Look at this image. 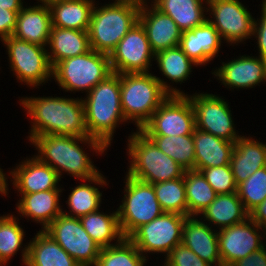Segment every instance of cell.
<instances>
[{
    "label": "cell",
    "mask_w": 266,
    "mask_h": 266,
    "mask_svg": "<svg viewBox=\"0 0 266 266\" xmlns=\"http://www.w3.org/2000/svg\"><path fill=\"white\" fill-rule=\"evenodd\" d=\"M77 141L88 144L99 154L107 149L100 140L90 136L80 138L64 135H38L31 140V143L39 150L36 157L41 162L50 165L59 177L62 176L61 172L65 171L91 184L94 182L96 185H107L103 175L99 173Z\"/></svg>",
    "instance_id": "obj_1"
},
{
    "label": "cell",
    "mask_w": 266,
    "mask_h": 266,
    "mask_svg": "<svg viewBox=\"0 0 266 266\" xmlns=\"http://www.w3.org/2000/svg\"><path fill=\"white\" fill-rule=\"evenodd\" d=\"M33 119L29 141L38 135L87 137L83 101L80 98L30 97L20 99Z\"/></svg>",
    "instance_id": "obj_2"
},
{
    "label": "cell",
    "mask_w": 266,
    "mask_h": 266,
    "mask_svg": "<svg viewBox=\"0 0 266 266\" xmlns=\"http://www.w3.org/2000/svg\"><path fill=\"white\" fill-rule=\"evenodd\" d=\"M120 93L123 115L126 121L133 120L138 130L170 95H185L151 73L120 74Z\"/></svg>",
    "instance_id": "obj_3"
},
{
    "label": "cell",
    "mask_w": 266,
    "mask_h": 266,
    "mask_svg": "<svg viewBox=\"0 0 266 266\" xmlns=\"http://www.w3.org/2000/svg\"><path fill=\"white\" fill-rule=\"evenodd\" d=\"M87 94L82 101L88 135L108 148L117 124L126 122L121 107L120 74L112 73Z\"/></svg>",
    "instance_id": "obj_4"
},
{
    "label": "cell",
    "mask_w": 266,
    "mask_h": 266,
    "mask_svg": "<svg viewBox=\"0 0 266 266\" xmlns=\"http://www.w3.org/2000/svg\"><path fill=\"white\" fill-rule=\"evenodd\" d=\"M141 6L116 0L93 8L88 36L91 49L110 54L128 31L139 22Z\"/></svg>",
    "instance_id": "obj_5"
},
{
    "label": "cell",
    "mask_w": 266,
    "mask_h": 266,
    "mask_svg": "<svg viewBox=\"0 0 266 266\" xmlns=\"http://www.w3.org/2000/svg\"><path fill=\"white\" fill-rule=\"evenodd\" d=\"M127 147L131 158L127 174L134 179L156 184L183 177L185 169L140 130L129 136Z\"/></svg>",
    "instance_id": "obj_6"
},
{
    "label": "cell",
    "mask_w": 266,
    "mask_h": 266,
    "mask_svg": "<svg viewBox=\"0 0 266 266\" xmlns=\"http://www.w3.org/2000/svg\"><path fill=\"white\" fill-rule=\"evenodd\" d=\"M112 73L109 55L93 49L64 59L52 68V76L65 91L89 92Z\"/></svg>",
    "instance_id": "obj_7"
},
{
    "label": "cell",
    "mask_w": 266,
    "mask_h": 266,
    "mask_svg": "<svg viewBox=\"0 0 266 266\" xmlns=\"http://www.w3.org/2000/svg\"><path fill=\"white\" fill-rule=\"evenodd\" d=\"M124 199L117 209L119 227L128 238L141 225L153 221L164 211L156 198L153 184L126 175Z\"/></svg>",
    "instance_id": "obj_8"
},
{
    "label": "cell",
    "mask_w": 266,
    "mask_h": 266,
    "mask_svg": "<svg viewBox=\"0 0 266 266\" xmlns=\"http://www.w3.org/2000/svg\"><path fill=\"white\" fill-rule=\"evenodd\" d=\"M10 68L20 82L29 86H40L52 77V66L44 46L18 39L13 35L5 38Z\"/></svg>",
    "instance_id": "obj_9"
},
{
    "label": "cell",
    "mask_w": 266,
    "mask_h": 266,
    "mask_svg": "<svg viewBox=\"0 0 266 266\" xmlns=\"http://www.w3.org/2000/svg\"><path fill=\"white\" fill-rule=\"evenodd\" d=\"M44 231L80 266H95L102 248L84 230L79 218L61 213Z\"/></svg>",
    "instance_id": "obj_10"
},
{
    "label": "cell",
    "mask_w": 266,
    "mask_h": 266,
    "mask_svg": "<svg viewBox=\"0 0 266 266\" xmlns=\"http://www.w3.org/2000/svg\"><path fill=\"white\" fill-rule=\"evenodd\" d=\"M195 111L187 95H170L141 128L145 135L181 136L193 134Z\"/></svg>",
    "instance_id": "obj_11"
},
{
    "label": "cell",
    "mask_w": 266,
    "mask_h": 266,
    "mask_svg": "<svg viewBox=\"0 0 266 266\" xmlns=\"http://www.w3.org/2000/svg\"><path fill=\"white\" fill-rule=\"evenodd\" d=\"M185 218L179 213L163 212L153 221L141 225L128 238L142 254L158 252L167 256L181 244Z\"/></svg>",
    "instance_id": "obj_12"
},
{
    "label": "cell",
    "mask_w": 266,
    "mask_h": 266,
    "mask_svg": "<svg viewBox=\"0 0 266 266\" xmlns=\"http://www.w3.org/2000/svg\"><path fill=\"white\" fill-rule=\"evenodd\" d=\"M153 57L155 53L140 22L128 31L109 54L112 72L117 74L149 73Z\"/></svg>",
    "instance_id": "obj_13"
},
{
    "label": "cell",
    "mask_w": 266,
    "mask_h": 266,
    "mask_svg": "<svg viewBox=\"0 0 266 266\" xmlns=\"http://www.w3.org/2000/svg\"><path fill=\"white\" fill-rule=\"evenodd\" d=\"M213 19L208 21L218 31L221 38L229 43H240L253 35L254 18L239 0H207Z\"/></svg>",
    "instance_id": "obj_14"
},
{
    "label": "cell",
    "mask_w": 266,
    "mask_h": 266,
    "mask_svg": "<svg viewBox=\"0 0 266 266\" xmlns=\"http://www.w3.org/2000/svg\"><path fill=\"white\" fill-rule=\"evenodd\" d=\"M188 97L194 107L197 129L234 143L239 139L231 110L224 99L206 93Z\"/></svg>",
    "instance_id": "obj_15"
},
{
    "label": "cell",
    "mask_w": 266,
    "mask_h": 266,
    "mask_svg": "<svg viewBox=\"0 0 266 266\" xmlns=\"http://www.w3.org/2000/svg\"><path fill=\"white\" fill-rule=\"evenodd\" d=\"M262 228L250 218L229 227L220 228L218 233L219 253L222 266H231L265 244L261 241L265 235H260Z\"/></svg>",
    "instance_id": "obj_16"
},
{
    "label": "cell",
    "mask_w": 266,
    "mask_h": 266,
    "mask_svg": "<svg viewBox=\"0 0 266 266\" xmlns=\"http://www.w3.org/2000/svg\"><path fill=\"white\" fill-rule=\"evenodd\" d=\"M147 4L141 5L139 22L144 27L152 51H159L179 46L182 31L176 22L162 13L153 4L151 9Z\"/></svg>",
    "instance_id": "obj_17"
},
{
    "label": "cell",
    "mask_w": 266,
    "mask_h": 266,
    "mask_svg": "<svg viewBox=\"0 0 266 266\" xmlns=\"http://www.w3.org/2000/svg\"><path fill=\"white\" fill-rule=\"evenodd\" d=\"M212 74L228 88H253L260 82H266V62L262 58L240 56L222 66Z\"/></svg>",
    "instance_id": "obj_18"
},
{
    "label": "cell",
    "mask_w": 266,
    "mask_h": 266,
    "mask_svg": "<svg viewBox=\"0 0 266 266\" xmlns=\"http://www.w3.org/2000/svg\"><path fill=\"white\" fill-rule=\"evenodd\" d=\"M13 185L21 194H31L58 188V173L48 164L41 162L36 156L26 159L10 172Z\"/></svg>",
    "instance_id": "obj_19"
},
{
    "label": "cell",
    "mask_w": 266,
    "mask_h": 266,
    "mask_svg": "<svg viewBox=\"0 0 266 266\" xmlns=\"http://www.w3.org/2000/svg\"><path fill=\"white\" fill-rule=\"evenodd\" d=\"M181 243L211 266H222L218 233L195 216H186Z\"/></svg>",
    "instance_id": "obj_20"
},
{
    "label": "cell",
    "mask_w": 266,
    "mask_h": 266,
    "mask_svg": "<svg viewBox=\"0 0 266 266\" xmlns=\"http://www.w3.org/2000/svg\"><path fill=\"white\" fill-rule=\"evenodd\" d=\"M221 36L208 19L192 30L182 32L179 47L197 65L213 60L221 46Z\"/></svg>",
    "instance_id": "obj_21"
},
{
    "label": "cell",
    "mask_w": 266,
    "mask_h": 266,
    "mask_svg": "<svg viewBox=\"0 0 266 266\" xmlns=\"http://www.w3.org/2000/svg\"><path fill=\"white\" fill-rule=\"evenodd\" d=\"M51 27V11L48 4L23 7L18 13L13 36L46 47Z\"/></svg>",
    "instance_id": "obj_22"
},
{
    "label": "cell",
    "mask_w": 266,
    "mask_h": 266,
    "mask_svg": "<svg viewBox=\"0 0 266 266\" xmlns=\"http://www.w3.org/2000/svg\"><path fill=\"white\" fill-rule=\"evenodd\" d=\"M22 250L26 266H80L52 237L40 230Z\"/></svg>",
    "instance_id": "obj_23"
},
{
    "label": "cell",
    "mask_w": 266,
    "mask_h": 266,
    "mask_svg": "<svg viewBox=\"0 0 266 266\" xmlns=\"http://www.w3.org/2000/svg\"><path fill=\"white\" fill-rule=\"evenodd\" d=\"M195 170L229 165L235 143L195 128L193 132Z\"/></svg>",
    "instance_id": "obj_24"
},
{
    "label": "cell",
    "mask_w": 266,
    "mask_h": 266,
    "mask_svg": "<svg viewBox=\"0 0 266 266\" xmlns=\"http://www.w3.org/2000/svg\"><path fill=\"white\" fill-rule=\"evenodd\" d=\"M266 166V144L244 136L235 142L230 167L236 184H240L258 169Z\"/></svg>",
    "instance_id": "obj_25"
},
{
    "label": "cell",
    "mask_w": 266,
    "mask_h": 266,
    "mask_svg": "<svg viewBox=\"0 0 266 266\" xmlns=\"http://www.w3.org/2000/svg\"><path fill=\"white\" fill-rule=\"evenodd\" d=\"M48 58L52 68L60 61L91 50L88 31L51 27ZM51 53V54H50Z\"/></svg>",
    "instance_id": "obj_26"
},
{
    "label": "cell",
    "mask_w": 266,
    "mask_h": 266,
    "mask_svg": "<svg viewBox=\"0 0 266 266\" xmlns=\"http://www.w3.org/2000/svg\"><path fill=\"white\" fill-rule=\"evenodd\" d=\"M59 192H62V190L53 189L21 194V199L17 204V212L22 216L32 218L37 223H42V229L44 230L63 211L59 205L61 195Z\"/></svg>",
    "instance_id": "obj_27"
},
{
    "label": "cell",
    "mask_w": 266,
    "mask_h": 266,
    "mask_svg": "<svg viewBox=\"0 0 266 266\" xmlns=\"http://www.w3.org/2000/svg\"><path fill=\"white\" fill-rule=\"evenodd\" d=\"M48 5L53 27L88 31L93 0H56Z\"/></svg>",
    "instance_id": "obj_28"
},
{
    "label": "cell",
    "mask_w": 266,
    "mask_h": 266,
    "mask_svg": "<svg viewBox=\"0 0 266 266\" xmlns=\"http://www.w3.org/2000/svg\"><path fill=\"white\" fill-rule=\"evenodd\" d=\"M205 220L221 228L239 224L249 218L237 192L218 194L216 199L201 213Z\"/></svg>",
    "instance_id": "obj_29"
},
{
    "label": "cell",
    "mask_w": 266,
    "mask_h": 266,
    "mask_svg": "<svg viewBox=\"0 0 266 266\" xmlns=\"http://www.w3.org/2000/svg\"><path fill=\"white\" fill-rule=\"evenodd\" d=\"M153 5L170 16L182 32L192 30L208 18L204 15L205 0H153ZM207 1V0H206Z\"/></svg>",
    "instance_id": "obj_30"
},
{
    "label": "cell",
    "mask_w": 266,
    "mask_h": 266,
    "mask_svg": "<svg viewBox=\"0 0 266 266\" xmlns=\"http://www.w3.org/2000/svg\"><path fill=\"white\" fill-rule=\"evenodd\" d=\"M79 219L84 230L101 248L116 245L111 243L115 238H124L119 227L117 210L109 215L98 210Z\"/></svg>",
    "instance_id": "obj_31"
},
{
    "label": "cell",
    "mask_w": 266,
    "mask_h": 266,
    "mask_svg": "<svg viewBox=\"0 0 266 266\" xmlns=\"http://www.w3.org/2000/svg\"><path fill=\"white\" fill-rule=\"evenodd\" d=\"M184 185L188 216L201 214L218 195L200 171L185 170Z\"/></svg>",
    "instance_id": "obj_32"
},
{
    "label": "cell",
    "mask_w": 266,
    "mask_h": 266,
    "mask_svg": "<svg viewBox=\"0 0 266 266\" xmlns=\"http://www.w3.org/2000/svg\"><path fill=\"white\" fill-rule=\"evenodd\" d=\"M163 153L185 170H195L193 134L181 136L146 135Z\"/></svg>",
    "instance_id": "obj_33"
},
{
    "label": "cell",
    "mask_w": 266,
    "mask_h": 266,
    "mask_svg": "<svg viewBox=\"0 0 266 266\" xmlns=\"http://www.w3.org/2000/svg\"><path fill=\"white\" fill-rule=\"evenodd\" d=\"M116 244L103 247L95 266H144L146 256L129 239H116Z\"/></svg>",
    "instance_id": "obj_34"
},
{
    "label": "cell",
    "mask_w": 266,
    "mask_h": 266,
    "mask_svg": "<svg viewBox=\"0 0 266 266\" xmlns=\"http://www.w3.org/2000/svg\"><path fill=\"white\" fill-rule=\"evenodd\" d=\"M154 58L162 74L176 83L187 80L192 72V65L197 66L179 46L159 51Z\"/></svg>",
    "instance_id": "obj_35"
},
{
    "label": "cell",
    "mask_w": 266,
    "mask_h": 266,
    "mask_svg": "<svg viewBox=\"0 0 266 266\" xmlns=\"http://www.w3.org/2000/svg\"><path fill=\"white\" fill-rule=\"evenodd\" d=\"M156 198L164 212L188 216L184 176L153 184Z\"/></svg>",
    "instance_id": "obj_36"
},
{
    "label": "cell",
    "mask_w": 266,
    "mask_h": 266,
    "mask_svg": "<svg viewBox=\"0 0 266 266\" xmlns=\"http://www.w3.org/2000/svg\"><path fill=\"white\" fill-rule=\"evenodd\" d=\"M72 189L68 201H66L72 214L65 213L64 211H62V213L80 218L89 213L98 211L101 204L102 193H100L96 186H91L90 183H83Z\"/></svg>",
    "instance_id": "obj_37"
},
{
    "label": "cell",
    "mask_w": 266,
    "mask_h": 266,
    "mask_svg": "<svg viewBox=\"0 0 266 266\" xmlns=\"http://www.w3.org/2000/svg\"><path fill=\"white\" fill-rule=\"evenodd\" d=\"M237 194L248 213L261 204L266 199V166L238 184Z\"/></svg>",
    "instance_id": "obj_38"
},
{
    "label": "cell",
    "mask_w": 266,
    "mask_h": 266,
    "mask_svg": "<svg viewBox=\"0 0 266 266\" xmlns=\"http://www.w3.org/2000/svg\"><path fill=\"white\" fill-rule=\"evenodd\" d=\"M13 215L0 217V260L6 264L23 243L24 230Z\"/></svg>",
    "instance_id": "obj_39"
},
{
    "label": "cell",
    "mask_w": 266,
    "mask_h": 266,
    "mask_svg": "<svg viewBox=\"0 0 266 266\" xmlns=\"http://www.w3.org/2000/svg\"><path fill=\"white\" fill-rule=\"evenodd\" d=\"M200 172L217 194H230L237 192L230 164L220 167L201 169Z\"/></svg>",
    "instance_id": "obj_40"
},
{
    "label": "cell",
    "mask_w": 266,
    "mask_h": 266,
    "mask_svg": "<svg viewBox=\"0 0 266 266\" xmlns=\"http://www.w3.org/2000/svg\"><path fill=\"white\" fill-rule=\"evenodd\" d=\"M165 264L167 266H211L182 243L169 252Z\"/></svg>",
    "instance_id": "obj_41"
},
{
    "label": "cell",
    "mask_w": 266,
    "mask_h": 266,
    "mask_svg": "<svg viewBox=\"0 0 266 266\" xmlns=\"http://www.w3.org/2000/svg\"><path fill=\"white\" fill-rule=\"evenodd\" d=\"M20 11H12L5 8H0V39L13 35L17 16Z\"/></svg>",
    "instance_id": "obj_42"
},
{
    "label": "cell",
    "mask_w": 266,
    "mask_h": 266,
    "mask_svg": "<svg viewBox=\"0 0 266 266\" xmlns=\"http://www.w3.org/2000/svg\"><path fill=\"white\" fill-rule=\"evenodd\" d=\"M253 36L258 38L259 57L266 62V8L263 5L259 23L254 20Z\"/></svg>",
    "instance_id": "obj_43"
},
{
    "label": "cell",
    "mask_w": 266,
    "mask_h": 266,
    "mask_svg": "<svg viewBox=\"0 0 266 266\" xmlns=\"http://www.w3.org/2000/svg\"><path fill=\"white\" fill-rule=\"evenodd\" d=\"M231 266H266V245Z\"/></svg>",
    "instance_id": "obj_44"
},
{
    "label": "cell",
    "mask_w": 266,
    "mask_h": 266,
    "mask_svg": "<svg viewBox=\"0 0 266 266\" xmlns=\"http://www.w3.org/2000/svg\"><path fill=\"white\" fill-rule=\"evenodd\" d=\"M249 218L263 228L266 235V199L249 213Z\"/></svg>",
    "instance_id": "obj_45"
},
{
    "label": "cell",
    "mask_w": 266,
    "mask_h": 266,
    "mask_svg": "<svg viewBox=\"0 0 266 266\" xmlns=\"http://www.w3.org/2000/svg\"><path fill=\"white\" fill-rule=\"evenodd\" d=\"M0 8L20 11L23 8L22 0H0Z\"/></svg>",
    "instance_id": "obj_46"
},
{
    "label": "cell",
    "mask_w": 266,
    "mask_h": 266,
    "mask_svg": "<svg viewBox=\"0 0 266 266\" xmlns=\"http://www.w3.org/2000/svg\"><path fill=\"white\" fill-rule=\"evenodd\" d=\"M6 174L3 173L2 169L0 168V193L4 194L3 196L7 195L8 191V184L6 181Z\"/></svg>",
    "instance_id": "obj_47"
},
{
    "label": "cell",
    "mask_w": 266,
    "mask_h": 266,
    "mask_svg": "<svg viewBox=\"0 0 266 266\" xmlns=\"http://www.w3.org/2000/svg\"><path fill=\"white\" fill-rule=\"evenodd\" d=\"M118 1L132 2V3L138 4L140 6L147 4L145 2L146 0H118Z\"/></svg>",
    "instance_id": "obj_48"
},
{
    "label": "cell",
    "mask_w": 266,
    "mask_h": 266,
    "mask_svg": "<svg viewBox=\"0 0 266 266\" xmlns=\"http://www.w3.org/2000/svg\"><path fill=\"white\" fill-rule=\"evenodd\" d=\"M53 1H56V0H40V3L49 4L50 2H53Z\"/></svg>",
    "instance_id": "obj_49"
},
{
    "label": "cell",
    "mask_w": 266,
    "mask_h": 266,
    "mask_svg": "<svg viewBox=\"0 0 266 266\" xmlns=\"http://www.w3.org/2000/svg\"><path fill=\"white\" fill-rule=\"evenodd\" d=\"M6 263L0 260V266H4Z\"/></svg>",
    "instance_id": "obj_50"
},
{
    "label": "cell",
    "mask_w": 266,
    "mask_h": 266,
    "mask_svg": "<svg viewBox=\"0 0 266 266\" xmlns=\"http://www.w3.org/2000/svg\"><path fill=\"white\" fill-rule=\"evenodd\" d=\"M262 5L266 8V0H263Z\"/></svg>",
    "instance_id": "obj_51"
}]
</instances>
